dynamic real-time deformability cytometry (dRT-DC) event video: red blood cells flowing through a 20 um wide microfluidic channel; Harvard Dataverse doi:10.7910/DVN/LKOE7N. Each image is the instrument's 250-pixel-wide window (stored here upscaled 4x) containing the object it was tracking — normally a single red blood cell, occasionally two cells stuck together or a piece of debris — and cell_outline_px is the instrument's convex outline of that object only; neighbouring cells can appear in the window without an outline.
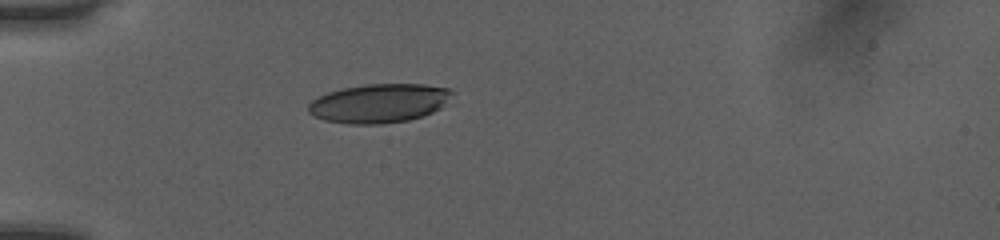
{"species": "human", "species_latin": "Homo sapiens", "temperature_condition": "room temperature", "stored_images_in_passage": 36, "camera_frame_rate_fps": 3000, "um_per_image_px": 0.085, "donor": {"sex": "female"}, "frame": {"image": 1, "passage_image": 1, "time_ms": 0.0, "image_size_px": [1000, 240], "cell_outline_px": [[456, 92], [440, 108], [424, 116], [408, 120], [380, 124], [348, 124], [324, 120], [308, 112], [308, 104], [312, 100], [328, 92], [344, 88], [368, 84], [424, 84], [448, 88]], "centroid_in_image_um": [32.25, 8.77], "position_along_channel_um": 52.8, "area_um2": 32.6}}
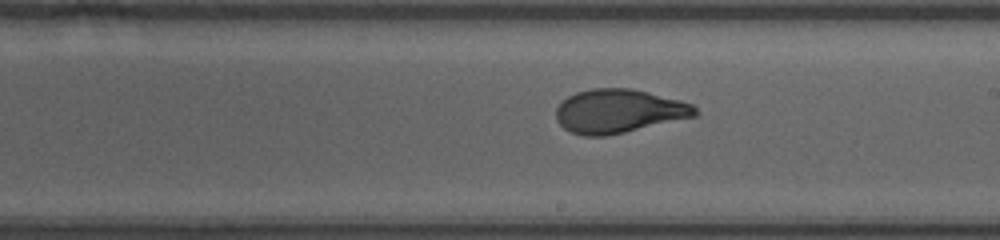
{"frame": {"image": 2, "passage_image": 16, "time_ms": 5.0, "image_size_px": [1000, 240], "cell_outline_px": [[700, 112], [696, 116], [624, 132], [604, 136], [584, 136], [572, 132], [564, 128], [556, 120], [556, 108], [568, 96], [576, 92], [592, 88], [632, 88], [680, 100], [692, 104]], "centroid_in_image_um": [52.59, 9.44], "position_along_channel_um": 236.4, "area_um2": 35.32}}
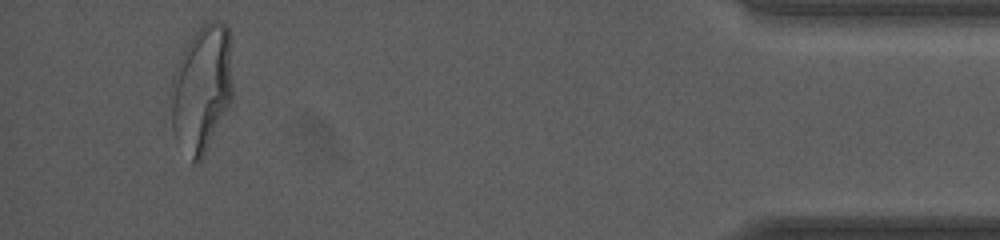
{"frame": {"image": 3, "passage_image": 34, "time_ms": 11.0, "image_size_px": [1000, 240], "cell_outline_px": [[232, 100], [200, 160], [192, 160], [172, 132], [172, 76], [176, 64], [184, 48], [196, 32], [208, 20], [224, 20], [228, 24], [232, 36]], "centroid_in_image_um": [17.2, 7.39], "position_along_channel_um": 418.0, "area_um2": 45.6}, "authors_computed_cell_mechanics": {"area_um2": 35.836, "velocity_mm_per_s": 4.0373, "shape_relaxation_time_tau1_ms": 6.1079, "shape_relaxation_time_tau2_ms": null, "deformation_change_tau1": 0.2273, "deformation_change_tau2": null}}